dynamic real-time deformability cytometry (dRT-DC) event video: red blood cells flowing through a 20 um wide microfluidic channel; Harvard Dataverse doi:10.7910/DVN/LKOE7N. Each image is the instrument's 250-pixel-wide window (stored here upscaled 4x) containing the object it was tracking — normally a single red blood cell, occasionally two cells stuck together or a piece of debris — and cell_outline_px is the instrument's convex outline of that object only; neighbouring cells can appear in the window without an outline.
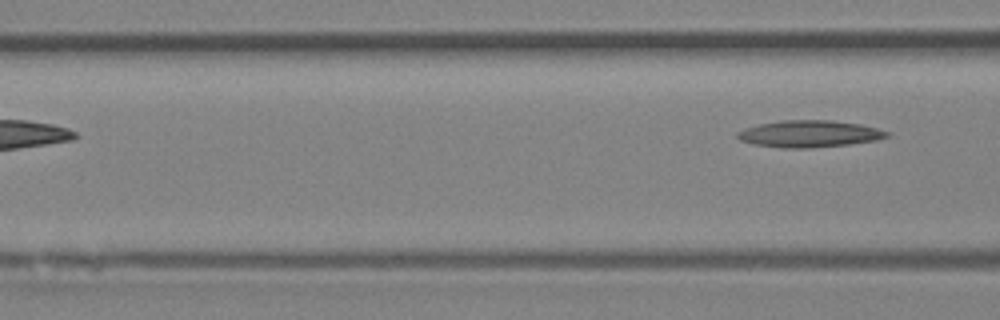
{"species": "Egyptian fruit bat (a non-hibernating species)", "species_latin": "Rousettus aegyptiacus", "temperature_condition": "room temperature", "stored_images_in_passage": 5, "camera_frame_rate_fps": 3000, "um_per_image_px": 0.085, "animal": {"sex": "female"}, "frame": {"image": 1, "passage_image": 5, "time_ms": 5.333, "image_size_px": [1000, 320], "cell_outline_px": [[892, 132], [888, 136], [876, 140], [848, 144], [808, 148], [784, 148], [752, 144], [740, 140], [736, 136], [736, 132], [744, 128], [760, 124], [784, 120], [832, 120], [860, 124]], "centroid_in_image_um": [68.78, 11.37], "position_along_channel_um": 97.8, "area_um2": 23.35}}